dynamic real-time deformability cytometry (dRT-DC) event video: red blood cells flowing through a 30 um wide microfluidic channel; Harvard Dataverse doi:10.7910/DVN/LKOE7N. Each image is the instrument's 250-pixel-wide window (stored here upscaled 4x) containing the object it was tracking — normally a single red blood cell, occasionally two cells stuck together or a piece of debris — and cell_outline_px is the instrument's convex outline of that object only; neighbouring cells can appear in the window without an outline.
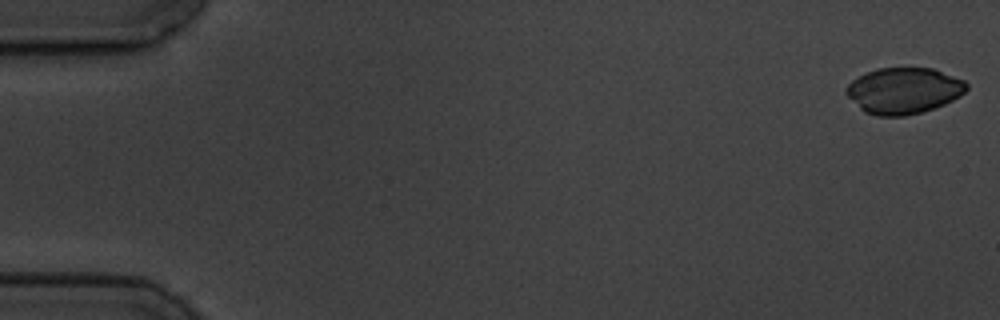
{"species": "common noctule bat (a hibernating species)", "species_latin": "Nyctalus noctula", "temperature_condition": "cold", "stored_images_in_passage": 5, "camera_frame_rate_fps": 3000, "um_per_image_px": 0.085, "animal": {"sex": "male", "body_mass_g": 19.5, "forearm_length_mm": 54.6}, "frame": {"image": 1, "passage_image": 1, "time_ms": 0.0, "image_size_px": [1000, 320], "cell_outline_px": [[968, 88], [960, 96], [944, 104], [920, 112], [904, 116], [876, 116], [864, 112], [844, 92], [844, 88], [852, 80], [876, 68], [932, 68], [964, 80], [968, 84]], "centroid_in_image_um": [76.8, 7.7], "position_along_channel_um": 8.2, "area_um2": 32.19}}